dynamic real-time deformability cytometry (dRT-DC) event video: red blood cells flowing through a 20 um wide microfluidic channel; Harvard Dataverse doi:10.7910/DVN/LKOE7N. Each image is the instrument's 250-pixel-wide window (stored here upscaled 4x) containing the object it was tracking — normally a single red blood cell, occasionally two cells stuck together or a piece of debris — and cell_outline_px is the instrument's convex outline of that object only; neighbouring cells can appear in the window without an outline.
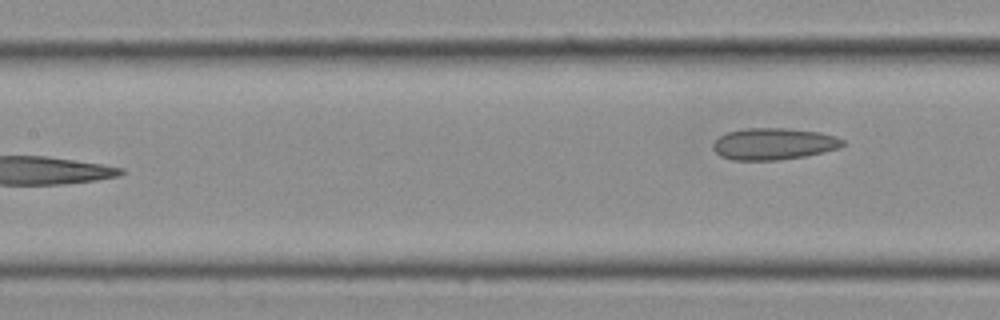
{"species": "Egyptian fruit bat (a non-hibernating species)", "species_latin": "Rousettus aegyptiacus", "temperature_condition": "cold", "stored_images_in_passage": 8, "segment_of_instrument_passage": [2, 2], "camera_frame_rate_fps": 3000, "um_per_image_px": 0.085, "frame": {"image": 1, "passage_image": 8, "time_ms": 2.333, "image_size_px": [1000, 320], "cell_outline_px": [[848, 144], [840, 148], [824, 152], [804, 156], [776, 160], [732, 160], [720, 156], [712, 148], [712, 144], [720, 136], [728, 132], [748, 128], [784, 128], [820, 132], [836, 136], [844, 140]], "centroid_in_image_um": [65.8, 12.23], "position_along_channel_um": 141.6, "area_um2": 24.04}}